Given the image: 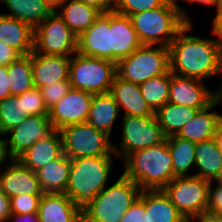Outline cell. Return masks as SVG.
<instances>
[{
	"label": "cell",
	"instance_id": "obj_1",
	"mask_svg": "<svg viewBox=\"0 0 222 222\" xmlns=\"http://www.w3.org/2000/svg\"><path fill=\"white\" fill-rule=\"evenodd\" d=\"M194 26L187 24L168 46L170 72L206 82L218 75L222 42L212 33L213 38L189 34Z\"/></svg>",
	"mask_w": 222,
	"mask_h": 222
},
{
	"label": "cell",
	"instance_id": "obj_2",
	"mask_svg": "<svg viewBox=\"0 0 222 222\" xmlns=\"http://www.w3.org/2000/svg\"><path fill=\"white\" fill-rule=\"evenodd\" d=\"M121 172L141 190L163 189L175 177L167 139L162 143L130 153Z\"/></svg>",
	"mask_w": 222,
	"mask_h": 222
},
{
	"label": "cell",
	"instance_id": "obj_3",
	"mask_svg": "<svg viewBox=\"0 0 222 222\" xmlns=\"http://www.w3.org/2000/svg\"><path fill=\"white\" fill-rule=\"evenodd\" d=\"M116 157L95 156L71 160L65 194L82 208L110 183Z\"/></svg>",
	"mask_w": 222,
	"mask_h": 222
},
{
	"label": "cell",
	"instance_id": "obj_4",
	"mask_svg": "<svg viewBox=\"0 0 222 222\" xmlns=\"http://www.w3.org/2000/svg\"><path fill=\"white\" fill-rule=\"evenodd\" d=\"M140 187L122 173L82 208V222H120L139 197Z\"/></svg>",
	"mask_w": 222,
	"mask_h": 222
},
{
	"label": "cell",
	"instance_id": "obj_5",
	"mask_svg": "<svg viewBox=\"0 0 222 222\" xmlns=\"http://www.w3.org/2000/svg\"><path fill=\"white\" fill-rule=\"evenodd\" d=\"M143 45L168 47L187 25L179 9L164 4L161 7L130 16Z\"/></svg>",
	"mask_w": 222,
	"mask_h": 222
},
{
	"label": "cell",
	"instance_id": "obj_6",
	"mask_svg": "<svg viewBox=\"0 0 222 222\" xmlns=\"http://www.w3.org/2000/svg\"><path fill=\"white\" fill-rule=\"evenodd\" d=\"M169 71V49L161 45H142L116 63L117 76L138 85Z\"/></svg>",
	"mask_w": 222,
	"mask_h": 222
},
{
	"label": "cell",
	"instance_id": "obj_7",
	"mask_svg": "<svg viewBox=\"0 0 222 222\" xmlns=\"http://www.w3.org/2000/svg\"><path fill=\"white\" fill-rule=\"evenodd\" d=\"M116 72V63L76 52L71 56L69 81L72 88L92 94L110 91Z\"/></svg>",
	"mask_w": 222,
	"mask_h": 222
},
{
	"label": "cell",
	"instance_id": "obj_8",
	"mask_svg": "<svg viewBox=\"0 0 222 222\" xmlns=\"http://www.w3.org/2000/svg\"><path fill=\"white\" fill-rule=\"evenodd\" d=\"M63 153L71 160L82 157L117 156L111 139L87 122L72 124L60 130Z\"/></svg>",
	"mask_w": 222,
	"mask_h": 222
},
{
	"label": "cell",
	"instance_id": "obj_9",
	"mask_svg": "<svg viewBox=\"0 0 222 222\" xmlns=\"http://www.w3.org/2000/svg\"><path fill=\"white\" fill-rule=\"evenodd\" d=\"M120 143L112 141L113 152L124 160L130 153L146 149L166 140L154 116H123L120 121Z\"/></svg>",
	"mask_w": 222,
	"mask_h": 222
},
{
	"label": "cell",
	"instance_id": "obj_10",
	"mask_svg": "<svg viewBox=\"0 0 222 222\" xmlns=\"http://www.w3.org/2000/svg\"><path fill=\"white\" fill-rule=\"evenodd\" d=\"M209 181L196 176L175 177L162 190L184 217L207 212Z\"/></svg>",
	"mask_w": 222,
	"mask_h": 222
},
{
	"label": "cell",
	"instance_id": "obj_11",
	"mask_svg": "<svg viewBox=\"0 0 222 222\" xmlns=\"http://www.w3.org/2000/svg\"><path fill=\"white\" fill-rule=\"evenodd\" d=\"M34 34L36 53L71 57L77 52L78 37L56 12H52L39 24Z\"/></svg>",
	"mask_w": 222,
	"mask_h": 222
},
{
	"label": "cell",
	"instance_id": "obj_12",
	"mask_svg": "<svg viewBox=\"0 0 222 222\" xmlns=\"http://www.w3.org/2000/svg\"><path fill=\"white\" fill-rule=\"evenodd\" d=\"M93 94L72 88L52 108L48 117L54 130L87 121Z\"/></svg>",
	"mask_w": 222,
	"mask_h": 222
},
{
	"label": "cell",
	"instance_id": "obj_13",
	"mask_svg": "<svg viewBox=\"0 0 222 222\" xmlns=\"http://www.w3.org/2000/svg\"><path fill=\"white\" fill-rule=\"evenodd\" d=\"M54 131L48 115H31L6 133L10 155L17 159L38 140Z\"/></svg>",
	"mask_w": 222,
	"mask_h": 222
},
{
	"label": "cell",
	"instance_id": "obj_14",
	"mask_svg": "<svg viewBox=\"0 0 222 222\" xmlns=\"http://www.w3.org/2000/svg\"><path fill=\"white\" fill-rule=\"evenodd\" d=\"M213 101V90L199 79L171 73L169 103L201 110Z\"/></svg>",
	"mask_w": 222,
	"mask_h": 222
},
{
	"label": "cell",
	"instance_id": "obj_15",
	"mask_svg": "<svg viewBox=\"0 0 222 222\" xmlns=\"http://www.w3.org/2000/svg\"><path fill=\"white\" fill-rule=\"evenodd\" d=\"M77 52L111 61L110 11L101 13L77 40Z\"/></svg>",
	"mask_w": 222,
	"mask_h": 222
},
{
	"label": "cell",
	"instance_id": "obj_16",
	"mask_svg": "<svg viewBox=\"0 0 222 222\" xmlns=\"http://www.w3.org/2000/svg\"><path fill=\"white\" fill-rule=\"evenodd\" d=\"M0 188L12 198L21 194H44L37 173L13 159L0 171Z\"/></svg>",
	"mask_w": 222,
	"mask_h": 222
},
{
	"label": "cell",
	"instance_id": "obj_17",
	"mask_svg": "<svg viewBox=\"0 0 222 222\" xmlns=\"http://www.w3.org/2000/svg\"><path fill=\"white\" fill-rule=\"evenodd\" d=\"M111 61L117 63L143 44L133 27L131 18L110 11Z\"/></svg>",
	"mask_w": 222,
	"mask_h": 222
},
{
	"label": "cell",
	"instance_id": "obj_18",
	"mask_svg": "<svg viewBox=\"0 0 222 222\" xmlns=\"http://www.w3.org/2000/svg\"><path fill=\"white\" fill-rule=\"evenodd\" d=\"M71 57L31 53L34 87L42 88L60 81L69 80Z\"/></svg>",
	"mask_w": 222,
	"mask_h": 222
},
{
	"label": "cell",
	"instance_id": "obj_19",
	"mask_svg": "<svg viewBox=\"0 0 222 222\" xmlns=\"http://www.w3.org/2000/svg\"><path fill=\"white\" fill-rule=\"evenodd\" d=\"M37 214L40 222H82L81 207L65 193H44Z\"/></svg>",
	"mask_w": 222,
	"mask_h": 222
},
{
	"label": "cell",
	"instance_id": "obj_20",
	"mask_svg": "<svg viewBox=\"0 0 222 222\" xmlns=\"http://www.w3.org/2000/svg\"><path fill=\"white\" fill-rule=\"evenodd\" d=\"M219 105L218 101L213 100L205 108L198 110L176 136L195 143L214 138L218 126L222 123V113L216 111Z\"/></svg>",
	"mask_w": 222,
	"mask_h": 222
},
{
	"label": "cell",
	"instance_id": "obj_21",
	"mask_svg": "<svg viewBox=\"0 0 222 222\" xmlns=\"http://www.w3.org/2000/svg\"><path fill=\"white\" fill-rule=\"evenodd\" d=\"M109 93L117 102L122 116L145 117L155 115V112L141 95L138 84L125 81L116 75Z\"/></svg>",
	"mask_w": 222,
	"mask_h": 222
},
{
	"label": "cell",
	"instance_id": "obj_22",
	"mask_svg": "<svg viewBox=\"0 0 222 222\" xmlns=\"http://www.w3.org/2000/svg\"><path fill=\"white\" fill-rule=\"evenodd\" d=\"M63 153L62 136L60 131L54 130L44 139L38 140L33 146L25 150L17 159L32 171L58 158Z\"/></svg>",
	"mask_w": 222,
	"mask_h": 222
},
{
	"label": "cell",
	"instance_id": "obj_23",
	"mask_svg": "<svg viewBox=\"0 0 222 222\" xmlns=\"http://www.w3.org/2000/svg\"><path fill=\"white\" fill-rule=\"evenodd\" d=\"M120 115L119 106L109 92L93 94L86 122L112 138L114 125L117 124Z\"/></svg>",
	"mask_w": 222,
	"mask_h": 222
},
{
	"label": "cell",
	"instance_id": "obj_24",
	"mask_svg": "<svg viewBox=\"0 0 222 222\" xmlns=\"http://www.w3.org/2000/svg\"><path fill=\"white\" fill-rule=\"evenodd\" d=\"M34 28L20 20L0 14V41L22 56L34 51Z\"/></svg>",
	"mask_w": 222,
	"mask_h": 222
},
{
	"label": "cell",
	"instance_id": "obj_25",
	"mask_svg": "<svg viewBox=\"0 0 222 222\" xmlns=\"http://www.w3.org/2000/svg\"><path fill=\"white\" fill-rule=\"evenodd\" d=\"M139 198L145 203L146 222H180L184 217L162 189L141 190Z\"/></svg>",
	"mask_w": 222,
	"mask_h": 222
},
{
	"label": "cell",
	"instance_id": "obj_26",
	"mask_svg": "<svg viewBox=\"0 0 222 222\" xmlns=\"http://www.w3.org/2000/svg\"><path fill=\"white\" fill-rule=\"evenodd\" d=\"M71 167V159L62 153L58 158L36 171L44 193H65Z\"/></svg>",
	"mask_w": 222,
	"mask_h": 222
},
{
	"label": "cell",
	"instance_id": "obj_27",
	"mask_svg": "<svg viewBox=\"0 0 222 222\" xmlns=\"http://www.w3.org/2000/svg\"><path fill=\"white\" fill-rule=\"evenodd\" d=\"M56 13L77 37L85 32L101 14L96 8L78 0H66Z\"/></svg>",
	"mask_w": 222,
	"mask_h": 222
},
{
	"label": "cell",
	"instance_id": "obj_28",
	"mask_svg": "<svg viewBox=\"0 0 222 222\" xmlns=\"http://www.w3.org/2000/svg\"><path fill=\"white\" fill-rule=\"evenodd\" d=\"M193 176L209 182L215 181L222 169V156L214 138L196 143Z\"/></svg>",
	"mask_w": 222,
	"mask_h": 222
},
{
	"label": "cell",
	"instance_id": "obj_29",
	"mask_svg": "<svg viewBox=\"0 0 222 222\" xmlns=\"http://www.w3.org/2000/svg\"><path fill=\"white\" fill-rule=\"evenodd\" d=\"M0 2L8 10L7 13L0 14L25 22L34 29L52 13L43 0H0Z\"/></svg>",
	"mask_w": 222,
	"mask_h": 222
},
{
	"label": "cell",
	"instance_id": "obj_30",
	"mask_svg": "<svg viewBox=\"0 0 222 222\" xmlns=\"http://www.w3.org/2000/svg\"><path fill=\"white\" fill-rule=\"evenodd\" d=\"M166 139L172 156L174 177L193 176L191 172L195 170L196 143L176 135Z\"/></svg>",
	"mask_w": 222,
	"mask_h": 222
},
{
	"label": "cell",
	"instance_id": "obj_31",
	"mask_svg": "<svg viewBox=\"0 0 222 222\" xmlns=\"http://www.w3.org/2000/svg\"><path fill=\"white\" fill-rule=\"evenodd\" d=\"M198 109L167 102L155 112L156 120L164 136H175L197 113Z\"/></svg>",
	"mask_w": 222,
	"mask_h": 222
},
{
	"label": "cell",
	"instance_id": "obj_32",
	"mask_svg": "<svg viewBox=\"0 0 222 222\" xmlns=\"http://www.w3.org/2000/svg\"><path fill=\"white\" fill-rule=\"evenodd\" d=\"M11 95L23 94L34 87L31 54L21 56L7 66Z\"/></svg>",
	"mask_w": 222,
	"mask_h": 222
},
{
	"label": "cell",
	"instance_id": "obj_33",
	"mask_svg": "<svg viewBox=\"0 0 222 222\" xmlns=\"http://www.w3.org/2000/svg\"><path fill=\"white\" fill-rule=\"evenodd\" d=\"M170 82L171 72L169 71L139 85L141 95L154 112L168 102Z\"/></svg>",
	"mask_w": 222,
	"mask_h": 222
},
{
	"label": "cell",
	"instance_id": "obj_34",
	"mask_svg": "<svg viewBox=\"0 0 222 222\" xmlns=\"http://www.w3.org/2000/svg\"><path fill=\"white\" fill-rule=\"evenodd\" d=\"M24 120L18 95H10L0 101V132L6 134Z\"/></svg>",
	"mask_w": 222,
	"mask_h": 222
},
{
	"label": "cell",
	"instance_id": "obj_35",
	"mask_svg": "<svg viewBox=\"0 0 222 222\" xmlns=\"http://www.w3.org/2000/svg\"><path fill=\"white\" fill-rule=\"evenodd\" d=\"M21 101L22 116L24 118L31 115H48L47 109L41 91L37 87H33L23 94L18 95Z\"/></svg>",
	"mask_w": 222,
	"mask_h": 222
},
{
	"label": "cell",
	"instance_id": "obj_36",
	"mask_svg": "<svg viewBox=\"0 0 222 222\" xmlns=\"http://www.w3.org/2000/svg\"><path fill=\"white\" fill-rule=\"evenodd\" d=\"M161 0H115L114 11L123 16L144 12L163 6Z\"/></svg>",
	"mask_w": 222,
	"mask_h": 222
},
{
	"label": "cell",
	"instance_id": "obj_37",
	"mask_svg": "<svg viewBox=\"0 0 222 222\" xmlns=\"http://www.w3.org/2000/svg\"><path fill=\"white\" fill-rule=\"evenodd\" d=\"M43 194H21L10 198L11 214H33L38 212L39 203Z\"/></svg>",
	"mask_w": 222,
	"mask_h": 222
},
{
	"label": "cell",
	"instance_id": "obj_38",
	"mask_svg": "<svg viewBox=\"0 0 222 222\" xmlns=\"http://www.w3.org/2000/svg\"><path fill=\"white\" fill-rule=\"evenodd\" d=\"M39 89L44 103L49 110L69 92L71 84L69 80H66L50 84Z\"/></svg>",
	"mask_w": 222,
	"mask_h": 222
},
{
	"label": "cell",
	"instance_id": "obj_39",
	"mask_svg": "<svg viewBox=\"0 0 222 222\" xmlns=\"http://www.w3.org/2000/svg\"><path fill=\"white\" fill-rule=\"evenodd\" d=\"M207 212L222 216V185L214 181L209 186Z\"/></svg>",
	"mask_w": 222,
	"mask_h": 222
},
{
	"label": "cell",
	"instance_id": "obj_40",
	"mask_svg": "<svg viewBox=\"0 0 222 222\" xmlns=\"http://www.w3.org/2000/svg\"><path fill=\"white\" fill-rule=\"evenodd\" d=\"M120 222H146L145 203L138 197L124 212Z\"/></svg>",
	"mask_w": 222,
	"mask_h": 222
},
{
	"label": "cell",
	"instance_id": "obj_41",
	"mask_svg": "<svg viewBox=\"0 0 222 222\" xmlns=\"http://www.w3.org/2000/svg\"><path fill=\"white\" fill-rule=\"evenodd\" d=\"M22 55L14 48L0 41V65L8 66Z\"/></svg>",
	"mask_w": 222,
	"mask_h": 222
},
{
	"label": "cell",
	"instance_id": "obj_42",
	"mask_svg": "<svg viewBox=\"0 0 222 222\" xmlns=\"http://www.w3.org/2000/svg\"><path fill=\"white\" fill-rule=\"evenodd\" d=\"M13 159L8 149L7 135L0 132V171Z\"/></svg>",
	"mask_w": 222,
	"mask_h": 222
},
{
	"label": "cell",
	"instance_id": "obj_43",
	"mask_svg": "<svg viewBox=\"0 0 222 222\" xmlns=\"http://www.w3.org/2000/svg\"><path fill=\"white\" fill-rule=\"evenodd\" d=\"M215 15L211 23V33L222 42V5L215 7Z\"/></svg>",
	"mask_w": 222,
	"mask_h": 222
},
{
	"label": "cell",
	"instance_id": "obj_44",
	"mask_svg": "<svg viewBox=\"0 0 222 222\" xmlns=\"http://www.w3.org/2000/svg\"><path fill=\"white\" fill-rule=\"evenodd\" d=\"M88 6L94 7L101 13L114 10L115 0H78Z\"/></svg>",
	"mask_w": 222,
	"mask_h": 222
},
{
	"label": "cell",
	"instance_id": "obj_45",
	"mask_svg": "<svg viewBox=\"0 0 222 222\" xmlns=\"http://www.w3.org/2000/svg\"><path fill=\"white\" fill-rule=\"evenodd\" d=\"M11 216L10 198L0 188V222H7Z\"/></svg>",
	"mask_w": 222,
	"mask_h": 222
},
{
	"label": "cell",
	"instance_id": "obj_46",
	"mask_svg": "<svg viewBox=\"0 0 222 222\" xmlns=\"http://www.w3.org/2000/svg\"><path fill=\"white\" fill-rule=\"evenodd\" d=\"M7 66L0 65V101L11 95Z\"/></svg>",
	"mask_w": 222,
	"mask_h": 222
},
{
	"label": "cell",
	"instance_id": "obj_47",
	"mask_svg": "<svg viewBox=\"0 0 222 222\" xmlns=\"http://www.w3.org/2000/svg\"><path fill=\"white\" fill-rule=\"evenodd\" d=\"M161 1L163 2V4L170 5L179 9L186 24H194L192 22L191 16H189V11H187L184 8V6L182 7L183 4H180L183 3V0H161Z\"/></svg>",
	"mask_w": 222,
	"mask_h": 222
},
{
	"label": "cell",
	"instance_id": "obj_48",
	"mask_svg": "<svg viewBox=\"0 0 222 222\" xmlns=\"http://www.w3.org/2000/svg\"><path fill=\"white\" fill-rule=\"evenodd\" d=\"M7 222H40L37 213L33 214H11Z\"/></svg>",
	"mask_w": 222,
	"mask_h": 222
},
{
	"label": "cell",
	"instance_id": "obj_49",
	"mask_svg": "<svg viewBox=\"0 0 222 222\" xmlns=\"http://www.w3.org/2000/svg\"><path fill=\"white\" fill-rule=\"evenodd\" d=\"M220 76L222 77V56L219 64V70H218V75L217 77ZM222 79V78H220ZM221 85L215 90H213V100L218 101L222 105V80H221Z\"/></svg>",
	"mask_w": 222,
	"mask_h": 222
},
{
	"label": "cell",
	"instance_id": "obj_50",
	"mask_svg": "<svg viewBox=\"0 0 222 222\" xmlns=\"http://www.w3.org/2000/svg\"><path fill=\"white\" fill-rule=\"evenodd\" d=\"M200 222H222V216L212 214L210 212H205L198 216Z\"/></svg>",
	"mask_w": 222,
	"mask_h": 222
},
{
	"label": "cell",
	"instance_id": "obj_51",
	"mask_svg": "<svg viewBox=\"0 0 222 222\" xmlns=\"http://www.w3.org/2000/svg\"><path fill=\"white\" fill-rule=\"evenodd\" d=\"M184 3L188 4H199L203 6H208V7H213L214 8L217 6V0H183Z\"/></svg>",
	"mask_w": 222,
	"mask_h": 222
},
{
	"label": "cell",
	"instance_id": "obj_52",
	"mask_svg": "<svg viewBox=\"0 0 222 222\" xmlns=\"http://www.w3.org/2000/svg\"><path fill=\"white\" fill-rule=\"evenodd\" d=\"M52 12H56L66 0H43Z\"/></svg>",
	"mask_w": 222,
	"mask_h": 222
},
{
	"label": "cell",
	"instance_id": "obj_53",
	"mask_svg": "<svg viewBox=\"0 0 222 222\" xmlns=\"http://www.w3.org/2000/svg\"><path fill=\"white\" fill-rule=\"evenodd\" d=\"M214 139L222 156V123L218 126L216 134L214 135Z\"/></svg>",
	"mask_w": 222,
	"mask_h": 222
},
{
	"label": "cell",
	"instance_id": "obj_54",
	"mask_svg": "<svg viewBox=\"0 0 222 222\" xmlns=\"http://www.w3.org/2000/svg\"><path fill=\"white\" fill-rule=\"evenodd\" d=\"M180 222H200L198 217H183Z\"/></svg>",
	"mask_w": 222,
	"mask_h": 222
},
{
	"label": "cell",
	"instance_id": "obj_55",
	"mask_svg": "<svg viewBox=\"0 0 222 222\" xmlns=\"http://www.w3.org/2000/svg\"><path fill=\"white\" fill-rule=\"evenodd\" d=\"M214 182L222 185V169H221V171L219 172V175H218V177L216 178V180H215Z\"/></svg>",
	"mask_w": 222,
	"mask_h": 222
},
{
	"label": "cell",
	"instance_id": "obj_56",
	"mask_svg": "<svg viewBox=\"0 0 222 222\" xmlns=\"http://www.w3.org/2000/svg\"><path fill=\"white\" fill-rule=\"evenodd\" d=\"M217 5H222V0H217Z\"/></svg>",
	"mask_w": 222,
	"mask_h": 222
}]
</instances>
